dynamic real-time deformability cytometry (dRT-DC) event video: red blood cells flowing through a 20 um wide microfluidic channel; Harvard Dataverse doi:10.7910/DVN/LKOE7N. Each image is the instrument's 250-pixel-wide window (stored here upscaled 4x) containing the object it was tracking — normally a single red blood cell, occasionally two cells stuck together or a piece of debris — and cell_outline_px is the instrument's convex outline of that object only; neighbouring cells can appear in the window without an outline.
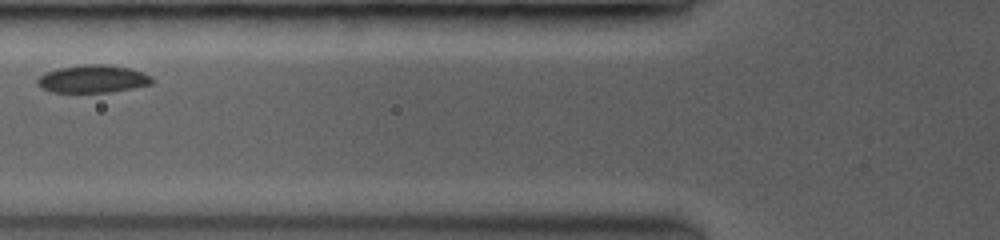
{"species": "common noctule bat (a hibernating species)", "species_latin": "Nyctalus noctula", "temperature_condition": "room temperature", "stored_images_in_passage": 19, "camera_frame_rate_fps": 3500, "um_per_image_px": 0.085, "animal": {"sex": "female", "body_mass_g": 19.0, "forearm_length_mm": 53.3}, "frame": {"image": 1, "passage_image": 4, "time_ms": 1.714, "image_size_px": [1000, 240], "cell_outline_px": [[152, 84], [108, 92], [52, 92], [44, 88], [36, 80], [44, 72], [60, 68], [84, 64], [108, 64], [128, 68], [140, 72], [148, 76], [152, 80]], "centroid_in_image_um": [7.86, 6.7], "position_along_channel_um": 117.9, "area_um2": 18.09}}
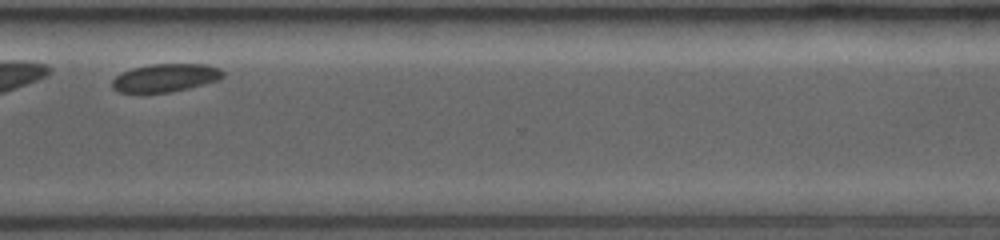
{"frame": {"image": 2, "passage_image": 16, "time_ms": 8.0, "image_size_px": [1000, 240], "cell_outline_px": [[224, 76], [216, 80], [188, 88], [168, 92], [120, 92], [112, 88], [112, 80], [116, 76], [132, 68], [152, 64], [204, 64], [216, 68], [224, 72]], "centroid_in_image_um": [14.03, 6.61], "position_along_channel_um": 356.6, "area_um2": 17.69}}
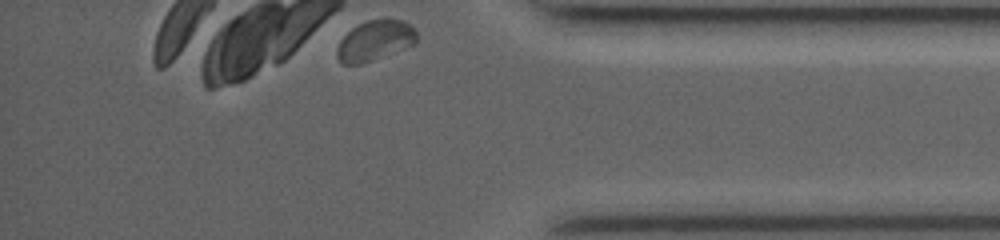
{"frame": {"image": 3, "passage_image": 19, "time_ms": 9.429, "image_size_px": [1000, 240], "cell_outline_px": [[416, 40], [412, 44], [360, 64], [344, 64], [336, 56], [336, 48], [340, 40], [352, 28], [368, 20], [400, 20], [408, 24], [416, 32]], "centroid_in_image_um": [31.8, 3.45], "position_along_channel_um": 403.4, "area_um2": 17.86}}